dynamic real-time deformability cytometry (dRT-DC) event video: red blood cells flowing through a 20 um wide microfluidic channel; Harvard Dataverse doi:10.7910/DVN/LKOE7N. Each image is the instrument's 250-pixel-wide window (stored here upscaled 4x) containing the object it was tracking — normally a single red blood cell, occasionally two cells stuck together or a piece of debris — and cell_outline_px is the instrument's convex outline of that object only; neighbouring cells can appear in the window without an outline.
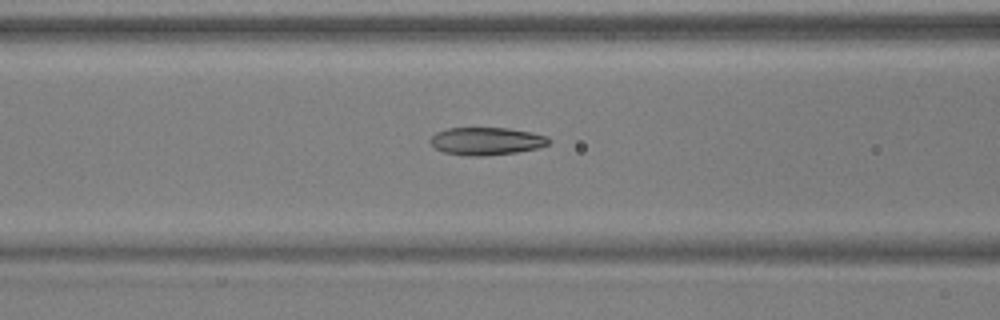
{"species": "common noctule bat (a hibernating species)", "species_latin": "Nyctalus noctula", "temperature_condition": "warm", "stored_images_in_passage": 38, "camera_frame_rate_fps": 3000, "um_per_image_px": 0.085, "animal": {"sex": "male", "body_mass_g": 17.9, "forearm_length_mm": 54.2}, "frame": {"image": 1, "passage_image": 17, "time_ms": 5.333, "image_size_px": [1000, 320], "cell_outline_px": [[548, 144], [536, 148], [516, 152], [484, 156], [468, 156], [444, 152], [436, 148], [428, 140], [436, 132], [448, 128], [508, 128], [532, 132], [548, 136]], "centroid_in_image_um": [41.32, 11.99], "position_along_channel_um": 125.3, "area_um2": 19.02}}
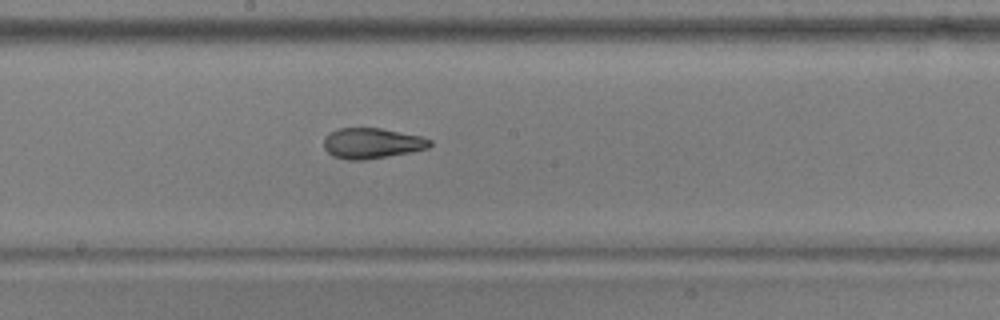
{"frame": {"image": 2, "passage_image": 24, "time_ms": 7.667, "image_size_px": [1000, 320], "cell_outline_px": [[432, 144], [428, 148], [388, 156], [364, 160], [348, 160], [332, 156], [324, 148], [324, 136], [328, 132], [340, 128], [380, 128], [420, 136], [432, 140]], "centroid_in_image_um": [31.57, 12.17], "position_along_channel_um": 216.6, "area_um2": 18.84}}
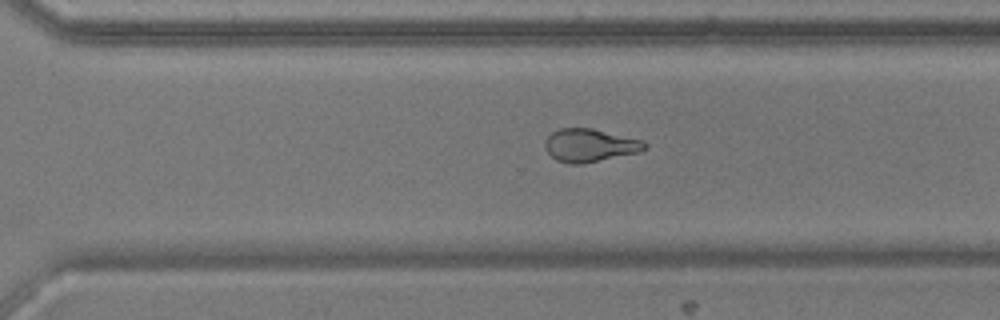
{"frame": {"image": 3, "passage_image": 32, "time_ms": 10.333, "image_size_px": [1000, 320], "cell_outline_px": [[648, 148], [636, 152], [580, 164], [568, 164], [556, 160], [544, 148], [544, 144], [548, 136], [552, 132], [560, 128], [592, 128], [644, 140], [648, 144]], "centroid_in_image_um": [50.13, 12.34], "position_along_channel_um": 320.5, "area_um2": 19.07}}